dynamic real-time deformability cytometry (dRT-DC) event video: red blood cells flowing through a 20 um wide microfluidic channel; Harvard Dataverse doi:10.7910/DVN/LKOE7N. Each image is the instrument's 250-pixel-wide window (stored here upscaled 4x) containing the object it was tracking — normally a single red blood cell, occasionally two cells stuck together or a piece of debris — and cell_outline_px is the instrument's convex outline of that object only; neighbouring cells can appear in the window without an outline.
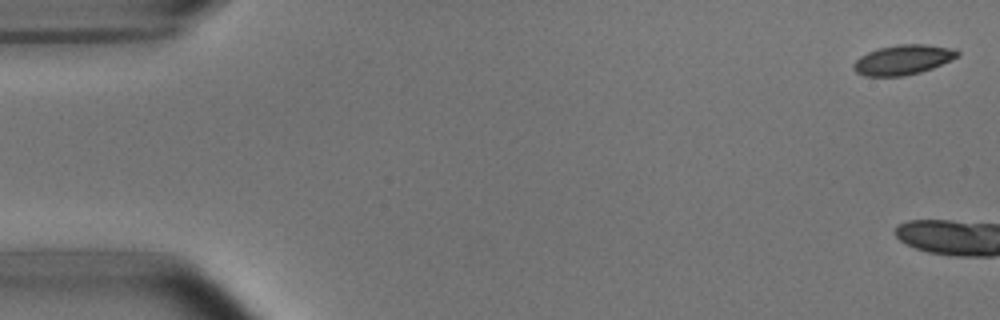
{"species": "common noctule bat (a hibernating species)", "species_latin": "Nyctalus noctula", "temperature_condition": "room temperature", "stored_images_in_passage": 6, "camera_frame_rate_fps": 3000, "um_per_image_px": 0.085, "animal": {"sex": "male", "body_mass_g": 15.6}, "frame": {"image": 1, "passage_image": 1, "time_ms": 0.0, "image_size_px": [1000, 320], "cell_outline_px": [[960, 56], [932, 68], [920, 72], [904, 76], [864, 76], [856, 72], [852, 68], [852, 64], [860, 56], [868, 52], [880, 48], [900, 44], [924, 44], [956, 48], [960, 52]], "centroid_in_image_um": [76.77, 5.08], "position_along_channel_um": 8.2, "area_um2": 18.15}}